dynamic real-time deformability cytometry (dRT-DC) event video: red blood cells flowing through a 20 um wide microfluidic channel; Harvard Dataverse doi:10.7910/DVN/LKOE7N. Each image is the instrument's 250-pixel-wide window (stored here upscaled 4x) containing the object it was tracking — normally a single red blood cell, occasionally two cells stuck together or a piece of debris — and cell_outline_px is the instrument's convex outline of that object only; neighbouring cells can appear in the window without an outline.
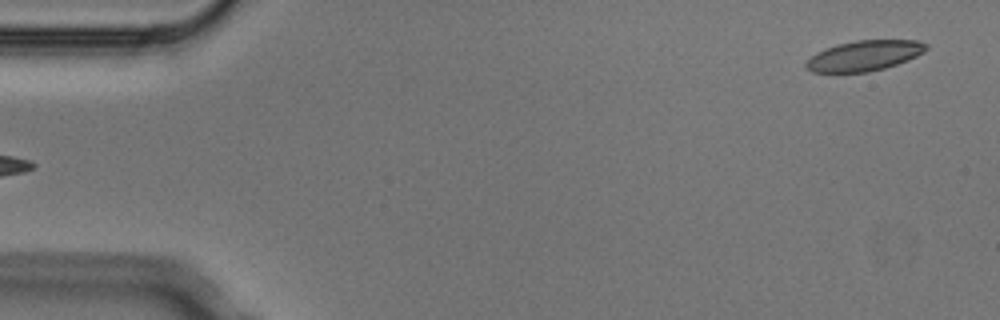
{"species": "Egyptian fruit bat (a non-hibernating species)", "species_latin": "Rousettus aegyptiacus", "temperature_condition": "cold", "stored_images_in_passage": 5, "segment_of_instrument_passage": [2, 2], "camera_frame_rate_fps": 3000, "um_per_image_px": 0.085, "animal": {"sex": "male"}, "frame": {"image": 1, "passage_image": 5, "time_ms": 1.333, "image_size_px": [1000, 320], "cell_outline_px": [[928, 48], [924, 52], [908, 60], [884, 68], [868, 72], [812, 72], [804, 68], [804, 64], [816, 52], [824, 48], [836, 44], [856, 40], [920, 40], [928, 44]], "centroid_in_image_um": [73.46, 4.72], "position_along_channel_um": 11.5, "area_um2": 21.39}}